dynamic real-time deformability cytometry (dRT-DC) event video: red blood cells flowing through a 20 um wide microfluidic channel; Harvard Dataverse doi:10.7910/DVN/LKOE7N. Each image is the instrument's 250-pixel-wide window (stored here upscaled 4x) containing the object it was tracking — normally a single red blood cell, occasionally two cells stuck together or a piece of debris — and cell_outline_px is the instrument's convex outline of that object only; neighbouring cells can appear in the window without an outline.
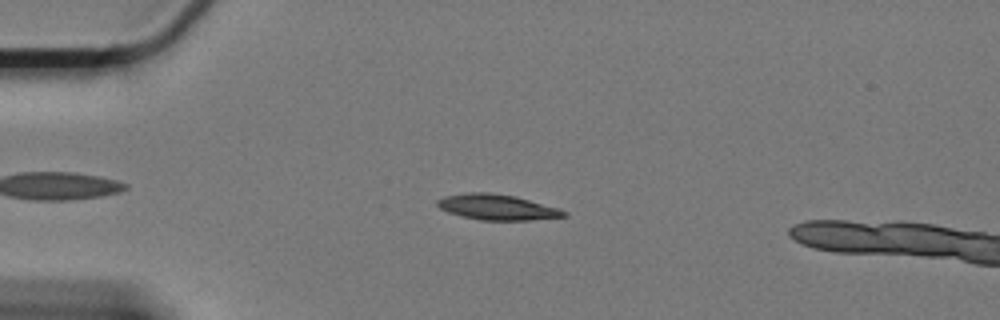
{"species": "Egyptian fruit bat (a non-hibernating species)", "species_latin": "Rousettus aegyptiacus", "temperature_condition": "cold", "stored_images_in_passage": 15, "camera_frame_rate_fps": 3000, "um_per_image_px": 0.085, "animal": {"sex": "female"}, "frame": {"image": 1, "passage_image": 11, "time_ms": 3.333, "image_size_px": [1000, 320], "cell_outline_px": [[568, 216], [528, 220], [480, 220], [460, 216], [448, 212], [440, 208], [436, 204], [436, 200], [444, 196], [468, 192], [488, 192], [516, 196], [560, 208], [568, 212]], "centroid_in_image_um": [42.26, 17.6], "position_along_channel_um": 42.7, "area_um2": 19.02}}